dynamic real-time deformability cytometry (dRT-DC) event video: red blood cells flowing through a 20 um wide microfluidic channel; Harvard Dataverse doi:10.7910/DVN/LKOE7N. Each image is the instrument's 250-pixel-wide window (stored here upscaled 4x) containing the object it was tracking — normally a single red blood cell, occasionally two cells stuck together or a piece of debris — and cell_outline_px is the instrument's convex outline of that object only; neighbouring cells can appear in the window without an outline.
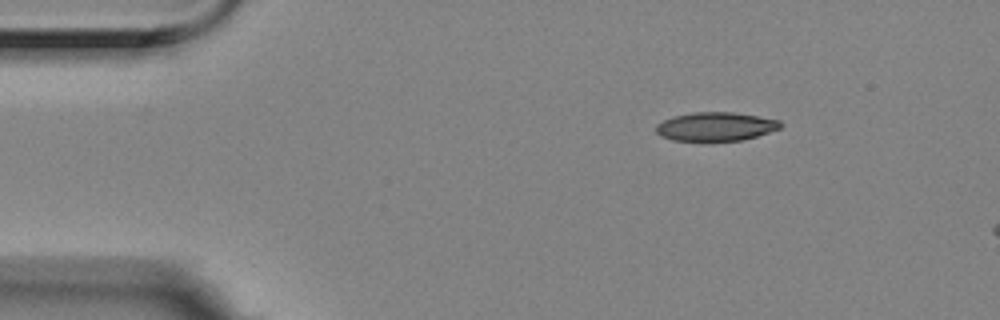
{"species": "Egyptian fruit bat (a non-hibernating species)", "species_latin": "Rousettus aegyptiacus", "temperature_condition": "room temperature", "stored_images_in_passage": 5, "segment_of_instrument_passage": [2, 2], "camera_frame_rate_fps": 3000, "um_per_image_px": 0.085, "animal": {"sex": "female"}, "frame": {"image": 1, "passage_image": 5, "time_ms": 1.333, "image_size_px": [1000, 320], "cell_outline_px": [[784, 124], [780, 128], [744, 140], [672, 140], [660, 136], [656, 132], [656, 124], [672, 116], [692, 112], [732, 112], [780, 120]], "centroid_in_image_um": [60.82, 10.74], "position_along_channel_um": 24.2, "area_um2": 20.69}}